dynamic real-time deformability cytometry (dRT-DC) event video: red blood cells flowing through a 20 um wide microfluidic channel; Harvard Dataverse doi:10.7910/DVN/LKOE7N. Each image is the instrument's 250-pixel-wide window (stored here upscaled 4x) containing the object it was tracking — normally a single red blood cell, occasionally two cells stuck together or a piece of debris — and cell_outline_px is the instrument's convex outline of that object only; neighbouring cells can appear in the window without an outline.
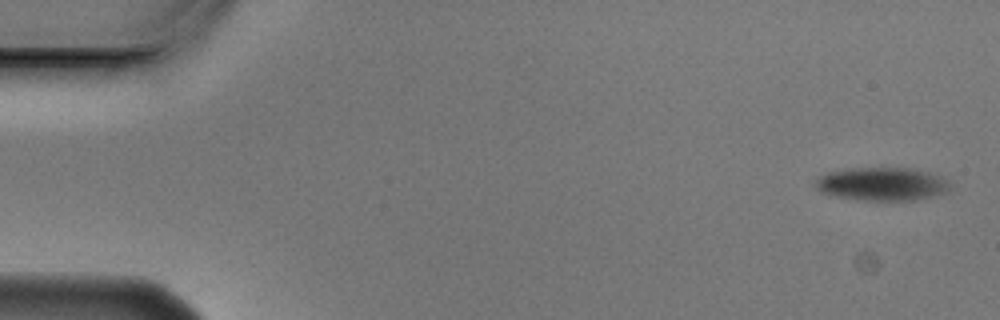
{"species": "Egyptian fruit bat (a non-hibernating species)", "species_latin": "Rousettus aegyptiacus", "temperature_condition": "cold", "stored_images_in_passage": 4, "camera_frame_rate_fps": 3000, "um_per_image_px": 0.085, "animal": {"sex": "male"}, "frame": {"image": 1, "passage_image": 1, "time_ms": 0.0, "image_size_px": [1000, 320], "cell_outline_px": [[952, 188], [948, 192], [936, 196], [916, 200], [856, 200], [836, 196], [824, 192], [816, 188], [816, 180], [820, 176], [828, 172], [852, 168], [908, 168], [928, 172], [940, 176], [948, 180], [952, 184]], "centroid_in_image_um": [75.05, 15.65], "position_along_channel_um": 9.9, "area_um2": 26.18}}
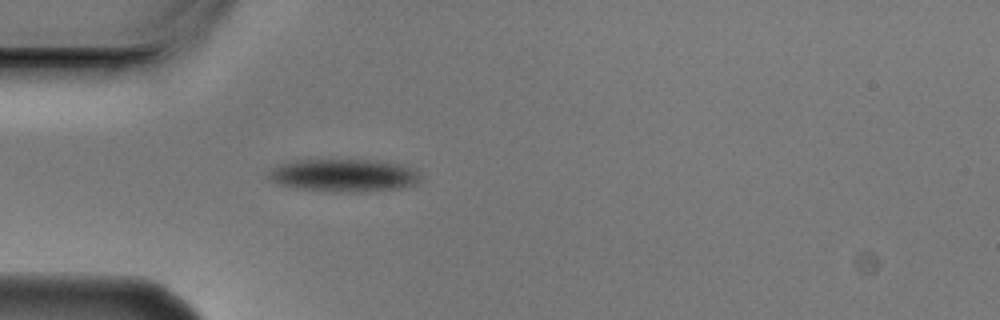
{"frame": {"image": 2, "passage_image": 4, "time_ms": 1.0, "image_size_px": [1000, 320], "cell_outline_px": [[420, 180], [416, 184], [400, 188], [360, 192], [332, 192], [300, 188], [280, 184], [268, 180], [268, 172], [272, 168], [280, 164], [296, 160], [332, 156], [376, 160], [404, 164], [416, 168], [420, 172]], "centroid_in_image_um": [29.25, 14.84], "position_along_channel_um": 55.7, "area_um2": 30.46}}